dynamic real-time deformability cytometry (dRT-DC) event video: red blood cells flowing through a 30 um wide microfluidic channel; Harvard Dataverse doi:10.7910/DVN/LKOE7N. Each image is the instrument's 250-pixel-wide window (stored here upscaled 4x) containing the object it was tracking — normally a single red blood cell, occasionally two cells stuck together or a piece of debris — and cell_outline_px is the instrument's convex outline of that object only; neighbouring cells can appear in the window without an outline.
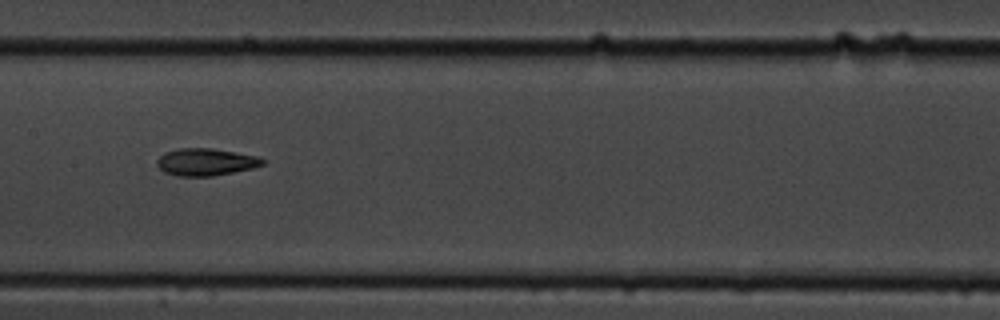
{"species": "common noctule bat (a hibernating species)", "species_latin": "Nyctalus noctula", "temperature_condition": "cold", "stored_images_in_passage": 13, "camera_frame_rate_fps": 3000, "um_per_image_px": 0.085, "animal": {"sex": "male", "body_mass_g": 19.5, "forearm_length_mm": 54.6}, "frame": {"image": 1, "passage_image": 8, "time_ms": 8.667, "image_size_px": [1000, 320], "cell_outline_px": [[268, 160], [264, 164], [252, 168], [212, 176], [176, 176], [164, 172], [156, 164], [156, 160], [164, 152], [180, 148], [212, 148], [260, 156]], "centroid_in_image_um": [17.51, 13.76], "position_along_channel_um": 189.9, "area_um2": 16.94}}
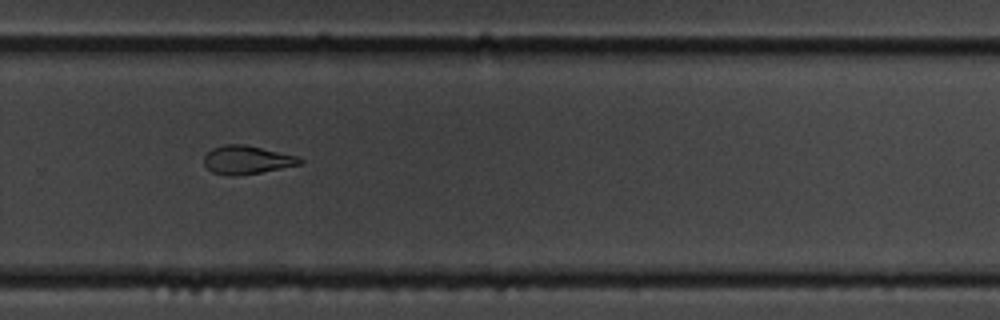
{"frame": {"image": 2, "passage_image": 11, "time_ms": 12.0, "image_size_px": [1000, 320], "cell_outline_px": [[304, 160], [300, 164], [260, 172], [232, 176], [228, 176], [212, 172], [204, 164], [204, 156], [212, 148], [224, 144], [244, 144], [296, 156]], "centroid_in_image_um": [20.93, 13.58], "position_along_channel_um": 308.9, "area_um2": 15.61}}
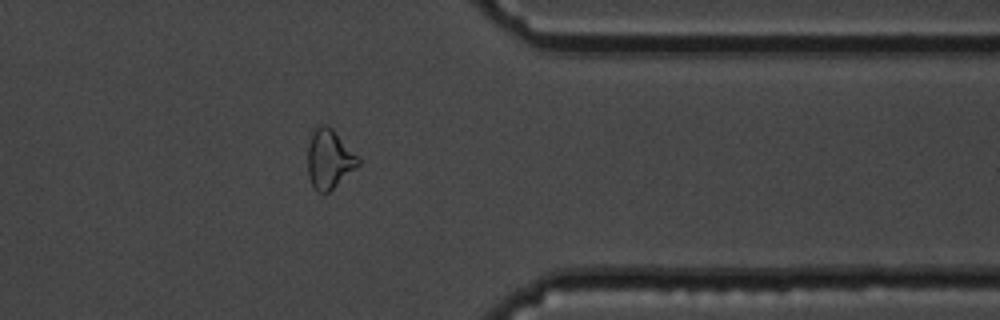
{"frame": {"image": 3, "passage_image": 13, "time_ms": 14.333, "image_size_px": [1000, 320], "cell_outline_px": [[360, 164], [356, 168], [328, 192], [316, 192], [308, 176], [308, 148], [312, 128], [320, 124], [328, 124], [332, 128], [360, 160]], "centroid_in_image_um": [27.95, 13.49], "position_along_channel_um": 383.4, "area_um2": 17.28}, "authors_computed_cell_mechanics": {"area_um2": 16.9354, "velocity_mm_per_s": 3.5969, "shape_relaxation_time_tau1_ms": 6.8841, "shape_relaxation_time_tau2_ms": 6.6366, "deformation_change_tau1": 0.1804, "deformation_change_tau2": 0.1445}}